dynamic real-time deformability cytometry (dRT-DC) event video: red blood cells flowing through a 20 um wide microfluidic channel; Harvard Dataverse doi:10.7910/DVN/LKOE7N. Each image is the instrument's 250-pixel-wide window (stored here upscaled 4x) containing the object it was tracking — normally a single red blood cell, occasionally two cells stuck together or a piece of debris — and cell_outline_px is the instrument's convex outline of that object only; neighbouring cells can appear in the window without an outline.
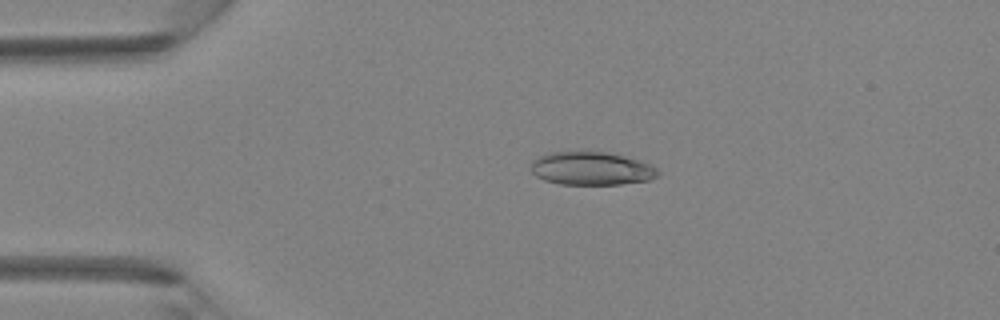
{"species": "Egyptian fruit bat (a non-hibernating species)", "species_latin": "Rousettus aegyptiacus", "temperature_condition": "room temperature", "stored_images_in_passage": 35, "camera_frame_rate_fps": 3000, "um_per_image_px": 0.085, "animal": {"sex": "female"}, "frame": {"image": 1, "passage_image": 1, "time_ms": 0.0, "image_size_px": [1000, 320], "cell_outline_px": [[660, 172], [656, 176], [648, 180], [620, 184], [560, 184], [544, 180], [536, 176], [532, 172], [532, 160], [548, 152], [580, 148], [612, 152], [640, 160], [656, 168]], "centroid_in_image_um": [50.23, 14.26], "position_along_channel_um": 34.8, "area_um2": 25.43}}
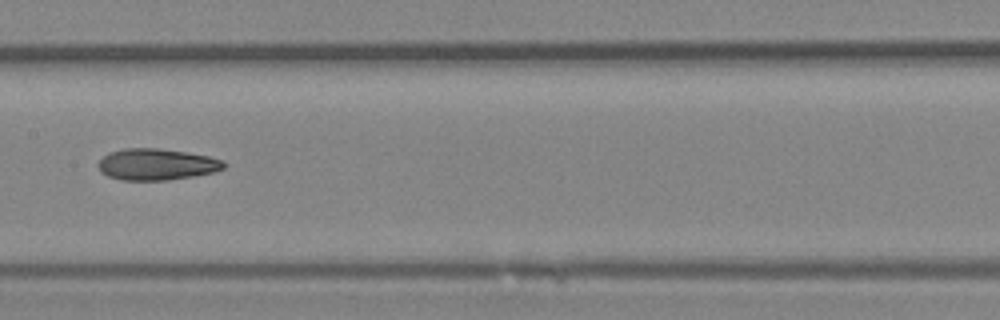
{"frame": {"image": 2, "passage_image": 14, "time_ms": 4.333, "image_size_px": [1000, 320], "cell_outline_px": [[228, 164], [224, 168], [216, 172], [168, 180], [124, 180], [108, 176], [100, 172], [96, 164], [108, 152], [124, 148], [160, 148], [188, 152], [208, 156], [224, 160]], "centroid_in_image_um": [13.32, 13.96], "position_along_channel_um": 194.1, "area_um2": 23.29}}
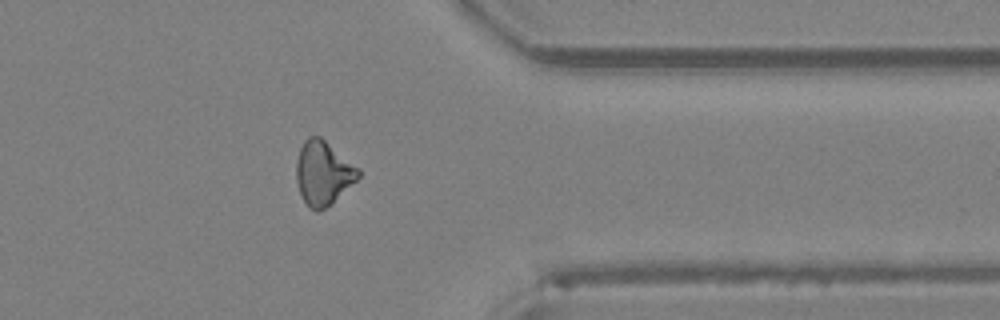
{"frame": {"image": 3, "passage_image": 27, "time_ms": 8.667, "image_size_px": [1000, 320], "cell_outline_px": [[360, 176], [332, 204], [320, 212], [316, 212], [308, 208], [300, 192], [296, 180], [296, 160], [300, 148], [304, 140], [308, 136], [320, 136], [360, 168]], "centroid_in_image_um": [27.46, 14.72], "position_along_channel_um": 383.9, "area_um2": 23.35}}